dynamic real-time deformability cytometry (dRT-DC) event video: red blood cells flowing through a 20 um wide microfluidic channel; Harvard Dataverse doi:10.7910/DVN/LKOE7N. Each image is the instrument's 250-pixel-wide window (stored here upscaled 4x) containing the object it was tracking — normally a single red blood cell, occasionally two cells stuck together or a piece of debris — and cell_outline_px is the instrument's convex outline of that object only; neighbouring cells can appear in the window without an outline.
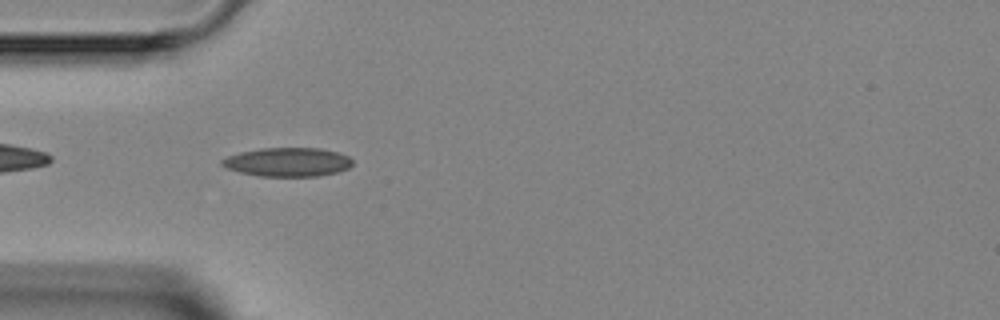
{"species": "Egyptian fruit bat (a non-hibernating species)", "species_latin": "Rousettus aegyptiacus", "temperature_condition": "room temperature", "stored_images_in_passage": 4, "camera_frame_rate_fps": 3000, "um_per_image_px": 0.085, "animal": {"sex": "female"}, "frame": {"image": 1, "passage_image": 3, "time_ms": 4.0, "image_size_px": [1000, 320], "cell_outline_px": [[352, 164], [348, 168], [340, 172], [316, 176], [260, 176], [240, 172], [228, 168], [220, 164], [220, 160], [228, 156], [240, 152], [260, 148], [320, 148], [336, 152], [348, 156], [352, 160]], "centroid_in_image_um": [24.45, 13.77], "position_along_channel_um": 60.5, "area_um2": 21.91}}
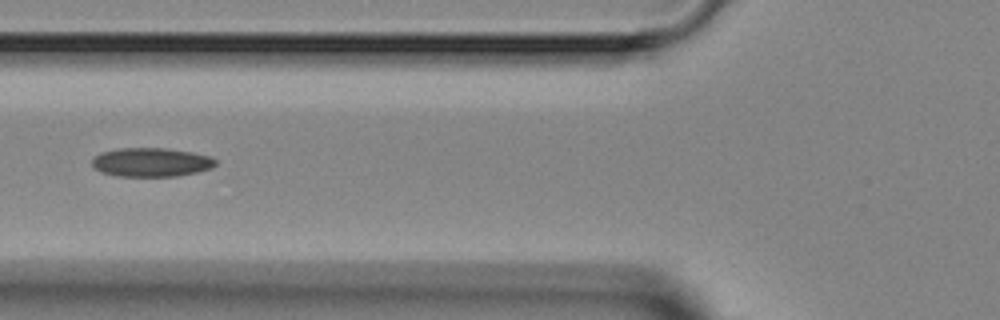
{"frame": {"image": 2, "passage_image": 4, "time_ms": 5.333, "image_size_px": [1000, 320], "cell_outline_px": [[216, 164], [212, 168], [196, 172], [176, 176], [116, 176], [100, 172], [92, 164], [92, 160], [100, 152], [120, 148], [164, 148], [192, 152], [208, 156], [216, 160]], "centroid_in_image_um": [12.84, 13.79], "position_along_channel_um": 113.0, "area_um2": 20.69}}